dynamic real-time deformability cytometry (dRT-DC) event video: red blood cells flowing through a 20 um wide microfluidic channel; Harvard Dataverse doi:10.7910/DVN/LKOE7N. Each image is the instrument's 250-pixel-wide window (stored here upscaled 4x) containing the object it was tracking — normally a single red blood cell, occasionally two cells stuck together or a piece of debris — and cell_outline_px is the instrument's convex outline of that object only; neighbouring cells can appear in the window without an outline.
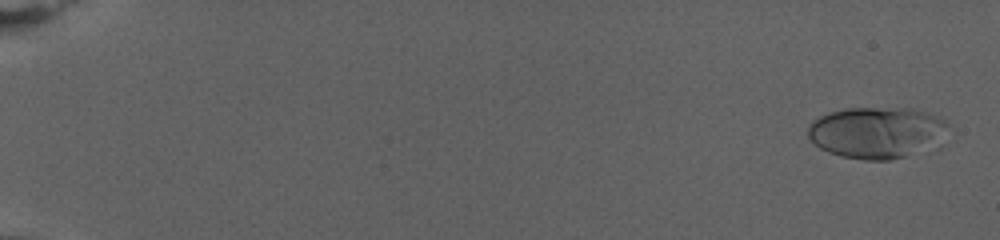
{"species": "human", "species_latin": "Homo sapiens", "temperature_condition": "warm", "stored_images_in_passage": 82, "camera_frame_rate_fps": 3000, "um_per_image_px": 0.085, "donor": {"sex": "female"}, "frame": {"image": 1, "passage_image": 3, "time_ms": 0.667, "image_size_px": [1000, 240], "cell_outline_px": [[948, 124], [904, 156], [888, 160], [864, 160], [840, 156], [828, 152], [820, 148], [808, 136], [808, 124], [812, 120], [820, 116], [832, 112], [848, 108], [912, 108], [928, 112], [940, 116]], "centroid_in_image_um": [74.27, 11.21], "position_along_channel_um": 10.7, "area_um2": 39.82}}
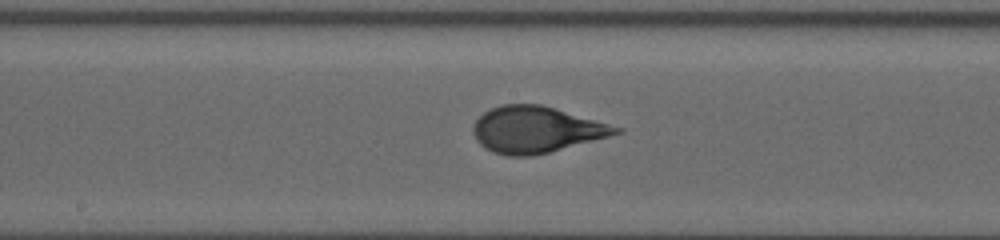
{"frame": {"image": 2, "passage_image": 47, "time_ms": 15.333, "image_size_px": [1000, 240], "cell_outline_px": [[624, 132], [548, 152], [532, 156], [508, 156], [492, 152], [484, 148], [476, 140], [472, 132], [472, 128], [476, 120], [484, 112], [500, 104], [540, 104], [556, 108], [624, 128]], "centroid_in_image_um": [45.55, 11.01], "position_along_channel_um": 202.6, "area_um2": 38.49}}
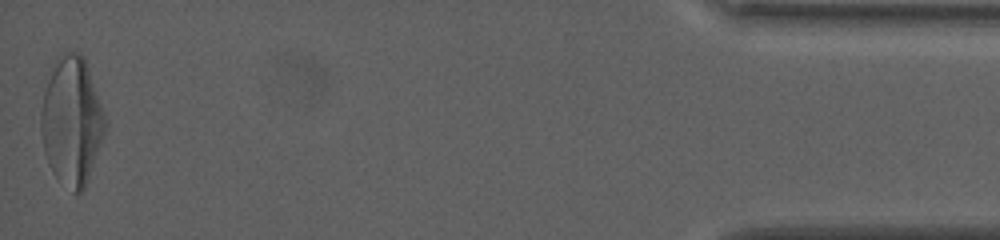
{"frame": {"image": 3, "passage_image": 82, "time_ms": 27.0, "image_size_px": [1000, 240], "cell_outline_px": [[108, 124], [104, 136], [88, 180], [84, 188], [80, 192], [72, 192], [52, 172], [48, 164], [44, 152], [40, 132], [40, 112], [44, 92], [48, 80], [56, 60], [68, 52], [76, 52], [84, 56], [104, 112]], "centroid_in_image_um": [6.1, 10.33], "position_along_channel_um": 429.1, "area_um2": 47.74}, "authors_computed_cell_mechanics": {"area_um2": 38.1191, "velocity_mm_per_s": 2.6176, "shape_relaxation_time_tau1_ms": 8.9947, "shape_relaxation_time_tau2_ms": null, "deformation_change_tau1": 0.2897, "deformation_change_tau2": null}}